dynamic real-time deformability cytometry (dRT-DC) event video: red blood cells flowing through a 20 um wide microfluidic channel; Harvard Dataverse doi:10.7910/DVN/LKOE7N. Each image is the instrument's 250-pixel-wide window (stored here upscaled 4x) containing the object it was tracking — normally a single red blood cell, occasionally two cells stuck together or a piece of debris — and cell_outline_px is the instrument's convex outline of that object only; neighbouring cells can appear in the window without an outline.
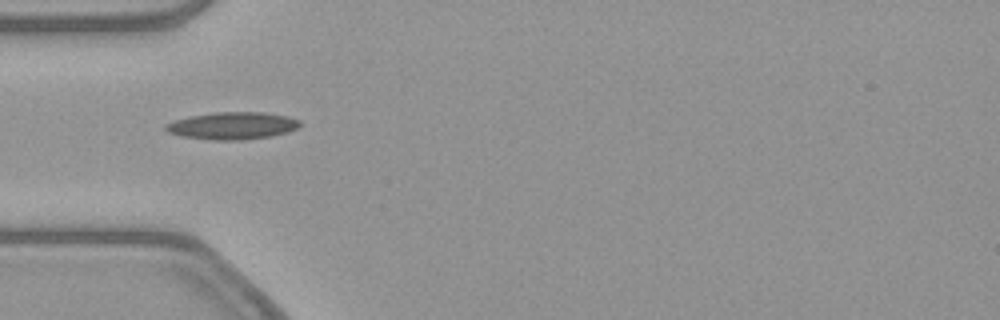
{"species": "common noctule bat (a hibernating species)", "species_latin": "Nyctalus noctula", "temperature_condition": "warm", "stored_images_in_passage": 37, "camera_frame_rate_fps": 3000, "um_per_image_px": 0.085, "animal": {"sex": "female", "body_mass_g": 21.9}, "frame": {"image": 1, "passage_image": 1, "time_ms": 0.0, "image_size_px": [1000, 320], "cell_outline_px": [[304, 124], [288, 132], [272, 136], [240, 140], [212, 140], [180, 136], [168, 132], [164, 128], [164, 124], [188, 116], [216, 112], [264, 112], [288, 116], [300, 120]], "centroid_in_image_um": [19.77, 10.68], "position_along_channel_um": 65.2, "area_um2": 21.56}}
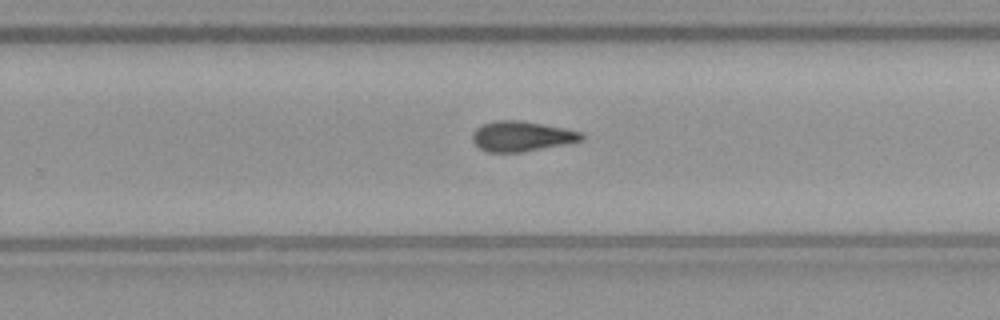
{"frame": {"image": 2, "passage_image": 18, "time_ms": 5.667, "image_size_px": [1000, 320], "cell_outline_px": [[584, 140], [524, 152], [488, 152], [480, 148], [472, 140], [472, 136], [476, 128], [484, 124], [496, 120], [520, 120], [564, 128], [584, 132]], "centroid_in_image_um": [44.36, 11.58], "position_along_channel_um": 285.4, "area_um2": 19.13}}
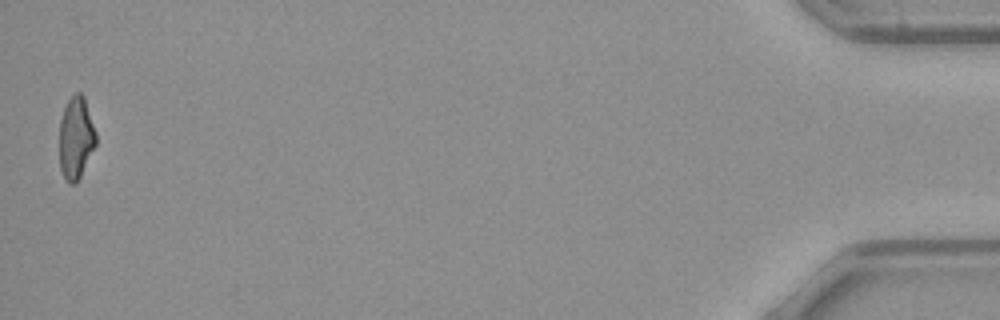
{"frame": {"image": 3, "passage_image": 37, "time_ms": 12.0, "image_size_px": [1000, 320], "cell_outline_px": [[96, 144], [76, 184], [68, 184], [60, 168], [60, 120], [64, 108], [68, 100], [76, 92], [80, 92], [84, 96], [96, 132]], "centroid_in_image_um": [6.46, 11.72], "position_along_channel_um": 428.7, "area_um2": 17.4}, "authors_computed_cell_mechanics": {"area_um2": 18.9006, "velocity_mm_per_s": 3.8665, "shape_relaxation_time_tau1_ms": 8.7012, "shape_relaxation_time_tau2_ms": 4.4811, "deformation_change_tau1": 0.2138, "deformation_change_tau2": 0.1378}}